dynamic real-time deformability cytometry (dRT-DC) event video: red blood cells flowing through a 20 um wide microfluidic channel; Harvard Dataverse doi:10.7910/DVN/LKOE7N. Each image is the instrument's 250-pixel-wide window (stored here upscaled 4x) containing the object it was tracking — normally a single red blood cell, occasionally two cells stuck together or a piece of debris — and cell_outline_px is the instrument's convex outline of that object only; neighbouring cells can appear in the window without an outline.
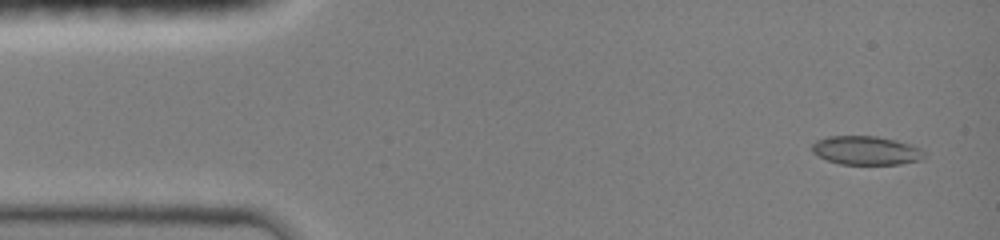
{"species": "common noctule bat (a hibernating species)", "species_latin": "Nyctalus noctula", "temperature_condition": "room temperature", "stored_images_in_passage": 48, "camera_frame_rate_fps": 3000, "um_per_image_px": 0.085, "animal": {"sex": "female", "body_mass_g": 19.0, "forearm_length_mm": 51.5}, "frame": {"image": 1, "passage_image": 2, "time_ms": 0.667, "image_size_px": [1000, 240], "cell_outline_px": [[924, 156], [920, 160], [900, 164], [840, 164], [828, 160], [812, 152], [812, 144], [816, 140], [828, 136], [876, 136], [896, 140], [908, 144], [916, 148]], "centroid_in_image_um": [73.54, 12.78], "position_along_channel_um": 11.5, "area_um2": 18.44}}
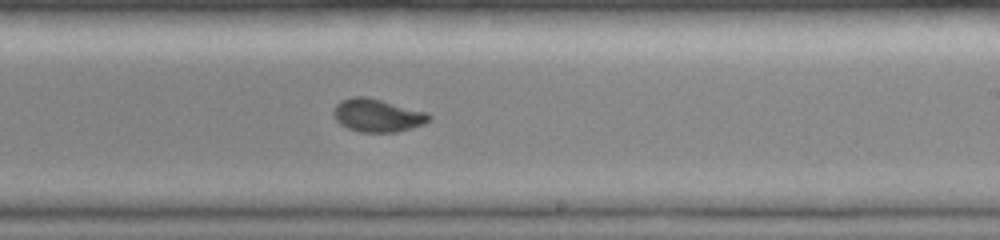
{"frame": {"image": 2, "passage_image": 24, "time_ms": 9.0, "image_size_px": [1000, 240], "cell_outline_px": [[432, 120], [424, 124], [412, 128], [396, 132], [360, 132], [348, 128], [340, 124], [336, 120], [332, 112], [336, 104], [340, 100], [352, 96], [368, 96], [424, 112], [432, 116]], "centroid_in_image_um": [32.05, 9.8], "position_along_channel_um": 256.9, "area_um2": 18.44}}
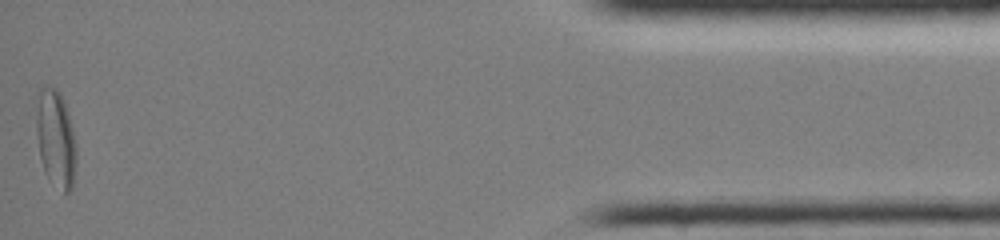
{"frame": {"image": 3, "passage_image": 48, "time_ms": 15.0, "image_size_px": [1000, 240], "cell_outline_px": [[76, 164], [72, 188], [68, 192], [64, 192], [44, 172], [40, 156], [36, 136], [32, 100], [40, 88], [56, 88], [60, 92], [64, 100], [68, 112], [76, 148]], "centroid_in_image_um": [4.67, 11.67], "position_along_channel_um": 430.5, "area_um2": 23.24}}